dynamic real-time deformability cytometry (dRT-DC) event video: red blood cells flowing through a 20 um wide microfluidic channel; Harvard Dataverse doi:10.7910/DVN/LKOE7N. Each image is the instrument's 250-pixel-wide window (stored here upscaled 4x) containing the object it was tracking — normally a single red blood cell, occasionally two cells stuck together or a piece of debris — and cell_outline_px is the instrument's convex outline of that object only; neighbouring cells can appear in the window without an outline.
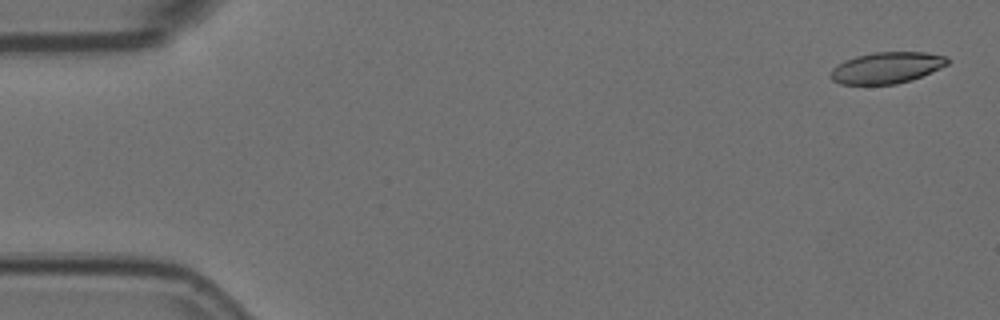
{"species": "Egyptian fruit bat (a non-hibernating species)", "species_latin": "Rousettus aegyptiacus", "temperature_condition": "room temperature", "stored_images_in_passage": 6, "camera_frame_rate_fps": 3000, "um_per_image_px": 0.085, "animal": {"sex": "female"}, "frame": {"image": 1, "passage_image": 1, "time_ms": 0.0, "image_size_px": [1000, 320], "cell_outline_px": [[948, 64], [940, 68], [912, 80], [896, 84], [840, 84], [832, 80], [828, 76], [828, 72], [836, 64], [844, 60], [856, 56], [872, 52], [928, 52], [944, 56], [948, 60]], "centroid_in_image_um": [75.3, 5.76], "position_along_channel_um": 9.7, "area_um2": 21.5}}
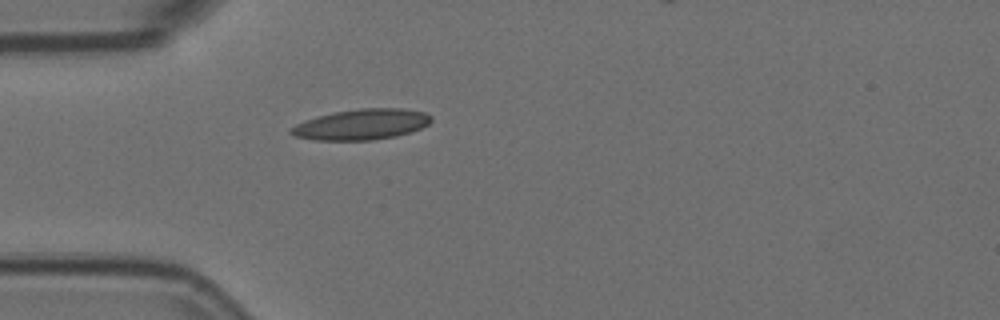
{"frame": {"image": 2, "passage_image": 5, "time_ms": 1.333, "image_size_px": [1000, 320], "cell_outline_px": [[432, 120], [428, 124], [420, 128], [396, 136], [372, 140], [312, 140], [296, 136], [288, 132], [288, 128], [304, 120], [336, 112], [360, 108], [404, 108], [424, 112], [432, 116]], "centroid_in_image_um": [30.71, 10.57], "position_along_channel_um": 54.3, "area_um2": 24.97}}